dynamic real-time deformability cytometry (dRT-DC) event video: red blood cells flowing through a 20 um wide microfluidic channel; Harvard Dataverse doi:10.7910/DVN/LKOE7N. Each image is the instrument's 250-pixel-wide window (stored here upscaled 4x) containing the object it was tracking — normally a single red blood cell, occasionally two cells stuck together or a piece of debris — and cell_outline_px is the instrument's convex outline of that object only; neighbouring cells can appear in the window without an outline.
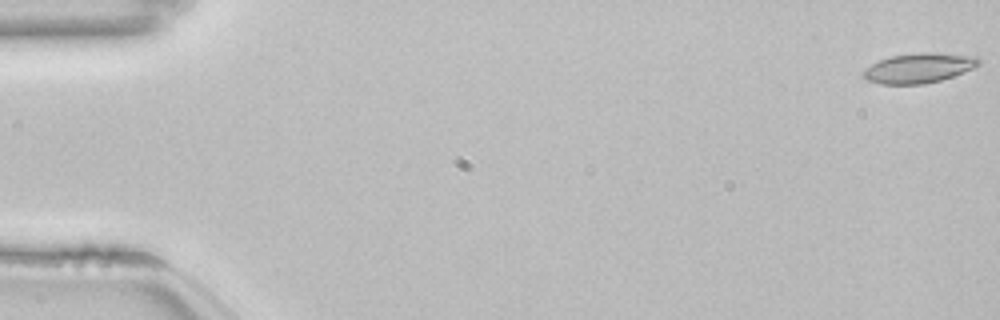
{"species": "common noctule bat (a hibernating species)", "species_latin": "Nyctalus noctula", "temperature_condition": "room temperature", "stored_images_in_passage": 54, "camera_frame_rate_fps": 3000, "um_per_image_px": 0.085, "animal": {"sex": "female", "body_mass_g": 22.7, "forearm_length_mm": 54.2}, "frame": {"image": 1, "passage_image": 1, "time_ms": 0.0, "image_size_px": [1000, 320], "cell_outline_px": [[980, 64], [972, 68], [952, 76], [940, 80], [924, 84], [880, 84], [868, 80], [864, 76], [864, 68], [880, 60], [892, 56], [920, 52], [932, 52], [976, 56], [980, 60]], "centroid_in_image_um": [78.11, 5.77], "position_along_channel_um": 6.9, "area_um2": 19.83}}
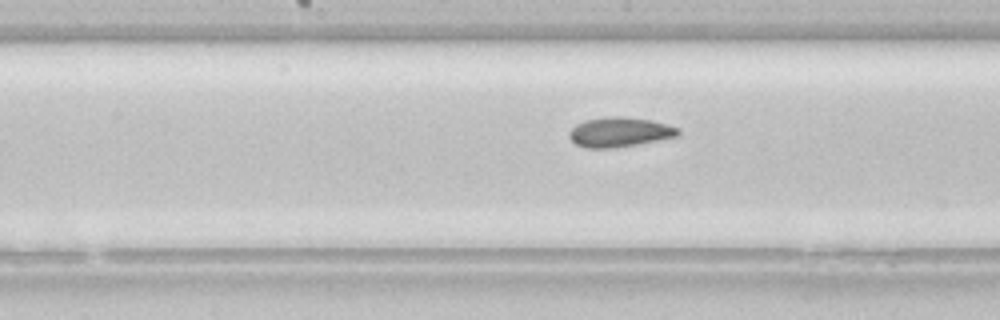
{"frame": {"image": 2, "passage_image": 28, "time_ms": 9.0, "image_size_px": [1000, 320], "cell_outline_px": [[680, 132], [676, 136], [636, 144], [612, 148], [584, 148], [576, 144], [568, 136], [568, 132], [576, 124], [584, 120], [608, 116], [620, 116], [652, 120], [668, 124], [680, 128]], "centroid_in_image_um": [52.63, 11.21], "position_along_channel_um": 195.6, "area_um2": 18.84}}
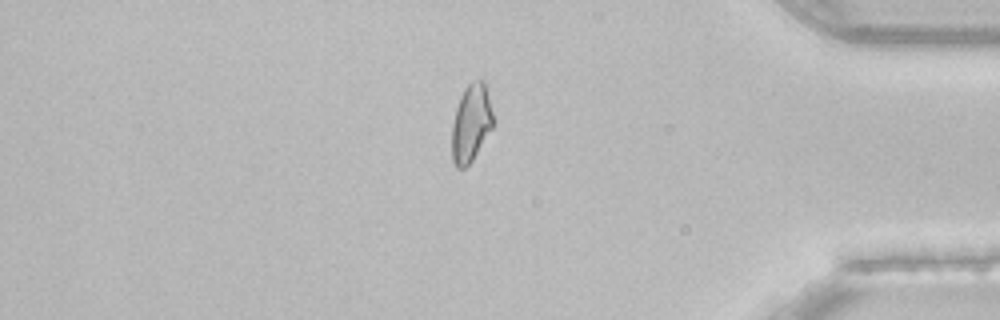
{"frame": {"image": 3, "passage_image": 46, "time_ms": 15.0, "image_size_px": [1000, 320], "cell_outline_px": [[496, 124], [472, 160], [464, 168], [456, 168], [452, 160], [452, 124], [456, 108], [460, 96], [464, 88], [472, 80], [484, 80], [496, 120]], "centroid_in_image_um": [40.08, 10.45], "position_along_channel_um": 395.1, "area_um2": 19.13}, "authors_computed_cell_mechanics": {"area_um2": 19.1318, "velocity_mm_per_s": 3.8429, "shape_relaxation_time_tau1_ms": null, "shape_relaxation_time_tau2_ms": 6.9986, "deformation_change_tau1": null, "deformation_change_tau2": 0.0892}}